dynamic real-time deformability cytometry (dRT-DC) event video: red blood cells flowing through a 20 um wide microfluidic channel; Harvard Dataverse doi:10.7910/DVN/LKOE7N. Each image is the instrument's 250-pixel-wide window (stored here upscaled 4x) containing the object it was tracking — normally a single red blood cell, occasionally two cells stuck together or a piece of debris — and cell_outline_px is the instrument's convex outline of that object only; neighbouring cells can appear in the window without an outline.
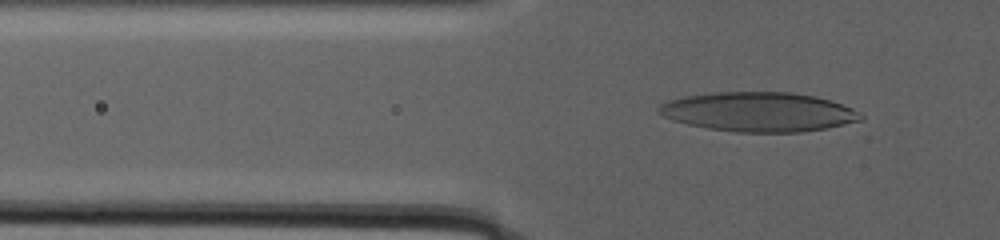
{"species": "human", "species_latin": "Homo sapiens", "temperature_condition": "warm", "stored_images_in_passage": 92, "camera_frame_rate_fps": 3000, "um_per_image_px": 0.085, "donor": {"sex": "male"}, "frame": {"image": 1, "passage_image": 14, "time_ms": 3.0, "image_size_px": [1000, 240], "cell_outline_px": [[864, 120], [828, 128], [800, 132], [736, 132], [708, 128], [688, 124], [672, 120], [656, 112], [656, 108], [660, 104], [668, 100], [684, 96], [716, 92], [792, 92], [816, 96], [852, 108], [864, 116]], "centroid_in_image_um": [64.48, 9.51], "position_along_channel_um": 61.3, "area_um2": 46.53}}
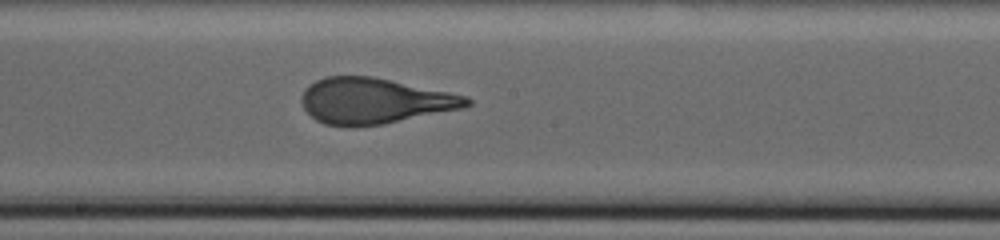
{"frame": {"image": 2, "passage_image": 49, "time_ms": 10.667, "image_size_px": [1000, 240], "cell_outline_px": [[472, 104], [464, 108], [384, 124], [356, 128], [352, 128], [324, 124], [316, 120], [304, 108], [300, 100], [300, 96], [304, 88], [308, 84], [324, 76], [372, 76], [468, 96], [472, 100]], "centroid_in_image_um": [31.79, 8.59], "position_along_channel_um": 216.4, "area_um2": 44.56}}
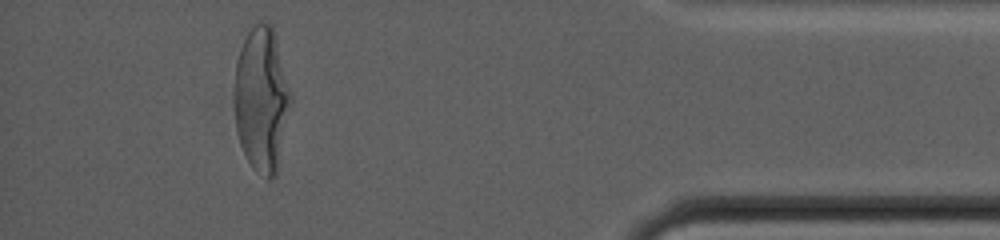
{"frame": {"image": 3, "passage_image": 81, "time_ms": 21.0, "image_size_px": [1000, 240], "cell_outline_px": [[292, 100], [276, 176], [268, 180], [256, 172], [252, 168], [240, 144], [236, 128], [236, 60], [240, 48], [248, 32], [260, 20], [268, 20], [272, 24], [276, 32], [292, 96]], "centroid_in_image_um": [22.28, 8.41], "position_along_channel_um": 412.9, "area_um2": 47.74}, "authors_computed_cell_mechanics": {"area_um2": 44.8528, "velocity_mm_per_s": 2.2663, "shape_relaxation_time_tau1_ms": null, "shape_relaxation_time_tau2_ms": 1.2281, "deformation_change_tau1": null, "deformation_change_tau2": 0.0918}}